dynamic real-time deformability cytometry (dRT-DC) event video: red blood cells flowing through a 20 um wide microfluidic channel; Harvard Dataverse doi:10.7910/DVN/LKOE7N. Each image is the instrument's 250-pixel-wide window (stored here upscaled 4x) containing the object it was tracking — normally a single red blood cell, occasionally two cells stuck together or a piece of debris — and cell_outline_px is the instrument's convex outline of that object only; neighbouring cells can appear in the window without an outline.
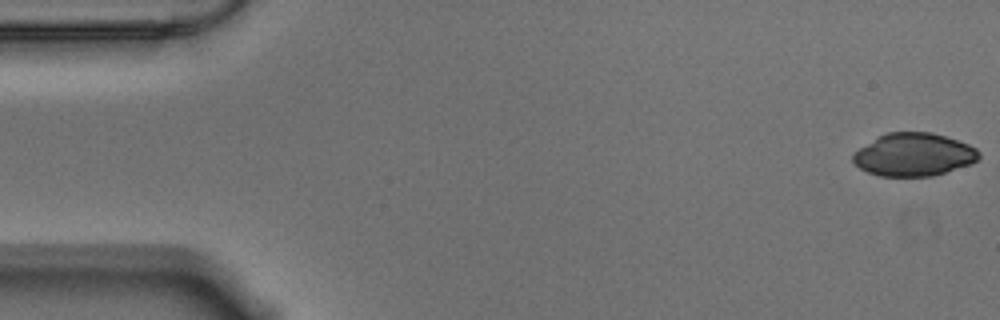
{"species": "Egyptian fruit bat (a non-hibernating species)", "species_latin": "Rousettus aegyptiacus", "temperature_condition": "warm", "stored_images_in_passage": 10, "camera_frame_rate_fps": 3000, "um_per_image_px": 0.085, "animal": {"sex": "male"}, "frame": {"image": 1, "passage_image": 1, "time_ms": 0.0, "image_size_px": [1000, 320], "cell_outline_px": [[980, 156], [972, 164], [932, 176], [880, 176], [868, 172], [860, 168], [852, 160], [852, 156], [860, 148], [876, 136], [888, 132], [932, 132], [968, 144], [976, 148], [980, 152]], "centroid_in_image_um": [77.67, 13.14], "position_along_channel_um": 7.3, "area_um2": 31.44}}